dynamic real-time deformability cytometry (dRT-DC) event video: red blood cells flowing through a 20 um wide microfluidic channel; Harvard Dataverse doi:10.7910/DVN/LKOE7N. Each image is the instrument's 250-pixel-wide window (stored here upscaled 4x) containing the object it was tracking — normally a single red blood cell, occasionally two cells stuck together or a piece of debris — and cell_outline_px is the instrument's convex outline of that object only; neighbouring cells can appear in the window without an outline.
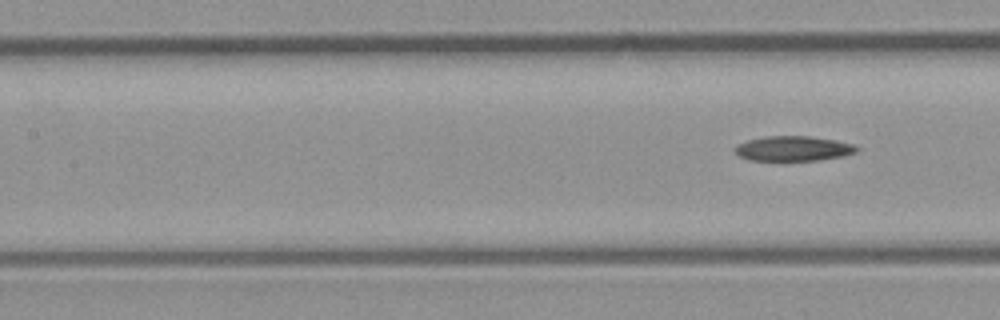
{"species": "common noctule bat (a hibernating species)", "species_latin": "Nyctalus noctula", "temperature_condition": "room temperature", "stored_images_in_passage": 6, "segment_of_instrument_passage": [2, 2], "camera_frame_rate_fps": 3000, "um_per_image_px": 0.085, "animal": {"sex": "male", "body_mass_g": 23.1, "forearm_length_mm": 52.7}, "frame": {"image": 1, "passage_image": 6, "time_ms": 6.0, "image_size_px": [1000, 320], "cell_outline_px": [[860, 148], [856, 152], [844, 156], [820, 160], [748, 160], [740, 156], [732, 148], [748, 140], [764, 136], [808, 136], [836, 140], [852, 144]], "centroid_in_image_um": [67.45, 12.62], "position_along_channel_um": 140.0, "area_um2": 17.63}}